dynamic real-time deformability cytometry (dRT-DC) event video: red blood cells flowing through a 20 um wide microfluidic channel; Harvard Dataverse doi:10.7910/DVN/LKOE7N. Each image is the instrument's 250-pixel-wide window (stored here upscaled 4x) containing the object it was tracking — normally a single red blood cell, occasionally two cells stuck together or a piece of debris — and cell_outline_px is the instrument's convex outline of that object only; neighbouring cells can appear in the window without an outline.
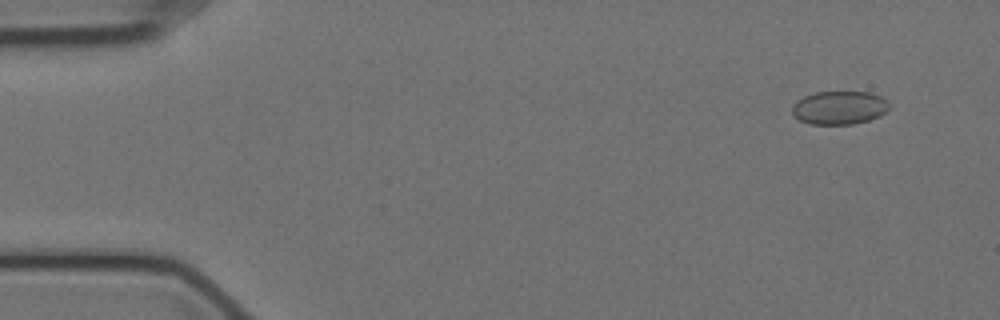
{"species": "Egyptian fruit bat (a non-hibernating species)", "species_latin": "Rousettus aegyptiacus", "temperature_condition": "cold", "stored_images_in_passage": 58, "camera_frame_rate_fps": 3000, "um_per_image_px": 0.085, "animal": {"sex": "female"}, "frame": {"image": 1, "passage_image": 5, "time_ms": 1.333, "image_size_px": [1000, 320], "cell_outline_px": [[888, 108], [880, 116], [868, 120], [852, 124], [808, 124], [800, 120], [792, 112], [792, 104], [796, 100], [804, 96], [816, 92], [872, 92], [880, 96], [888, 104]], "centroid_in_image_um": [71.3, 9.15], "position_along_channel_um": 13.7, "area_um2": 18.79}}
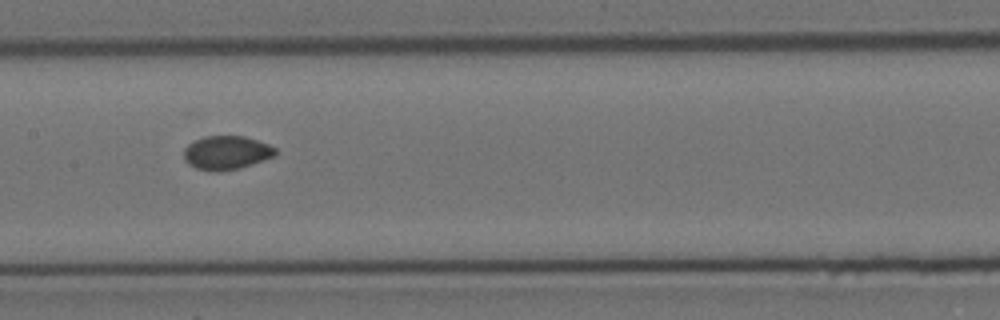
{"frame": {"image": 2, "passage_image": 29, "time_ms": 9.333, "image_size_px": [1000, 320], "cell_outline_px": [[276, 156], [240, 168], [220, 172], [216, 172], [196, 168], [188, 164], [184, 160], [184, 148], [188, 144], [204, 136], [244, 136], [268, 144], [276, 148]], "centroid_in_image_um": [19.25, 12.99], "position_along_channel_um": 188.2, "area_um2": 18.09}}
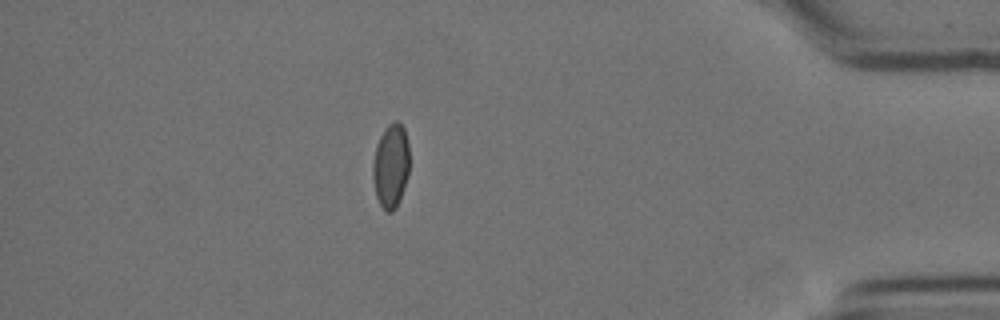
{"frame": {"image": 3, "passage_image": 51, "time_ms": 16.667, "image_size_px": [1000, 320], "cell_outline_px": [[408, 172], [400, 200], [396, 208], [392, 212], [388, 212], [380, 204], [376, 196], [372, 176], [372, 164], [376, 144], [384, 128], [392, 120], [396, 120], [404, 128], [408, 144]], "centroid_in_image_um": [33.2, 14.07], "position_along_channel_um": 402.0, "area_um2": 17.98}, "authors_computed_cell_mechanics": {"area_um2": 18.2359, "velocity_mm_per_s": 3.5122, "shape_relaxation_time_tau1_ms": null, "shape_relaxation_time_tau2_ms": 1.1831, "deformation_change_tau1": null, "deformation_change_tau2": 0.0278}}